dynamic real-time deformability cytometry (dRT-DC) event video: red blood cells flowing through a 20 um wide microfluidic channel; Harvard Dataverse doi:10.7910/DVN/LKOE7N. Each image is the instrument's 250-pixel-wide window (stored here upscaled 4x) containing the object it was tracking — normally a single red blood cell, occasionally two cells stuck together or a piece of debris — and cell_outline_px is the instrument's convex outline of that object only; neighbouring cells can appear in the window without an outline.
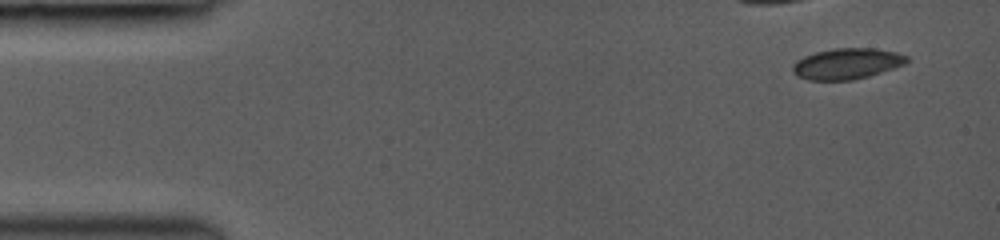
{"species": "common noctule bat (a hibernating species)", "species_latin": "Nyctalus noctula", "temperature_condition": "room temperature", "stored_images_in_passage": 8, "camera_frame_rate_fps": 3000, "um_per_image_px": 0.085, "animal": {"sex": "female", "body_mass_g": 19.0, "forearm_length_mm": 53.3}, "frame": {"image": 1, "passage_image": 1, "time_ms": 0.0, "image_size_px": [1000, 240], "cell_outline_px": [[908, 60], [904, 64], [868, 76], [852, 80], [808, 80], [796, 76], [792, 72], [792, 64], [796, 60], [804, 56], [816, 52], [836, 48], [876, 48], [896, 52], [908, 56]], "centroid_in_image_um": [71.94, 5.41], "position_along_channel_um": 13.1, "area_um2": 20.52}}